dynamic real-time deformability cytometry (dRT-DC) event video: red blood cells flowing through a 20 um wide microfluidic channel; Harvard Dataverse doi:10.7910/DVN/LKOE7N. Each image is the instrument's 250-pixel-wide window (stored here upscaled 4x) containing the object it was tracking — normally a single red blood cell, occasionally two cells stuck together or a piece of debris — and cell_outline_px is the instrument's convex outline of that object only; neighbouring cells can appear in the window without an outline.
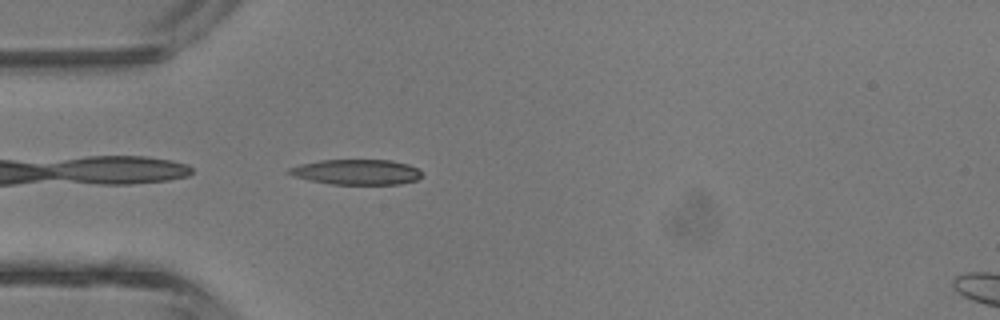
{"species": "common noctule bat (a hibernating species)", "species_latin": "Nyctalus noctula", "temperature_condition": "room temperature", "stored_images_in_passage": 30, "camera_frame_rate_fps": 3000, "um_per_image_px": 0.085, "animal": {"sex": "male", "body_mass_g": 13.3}, "frame": {"image": 1, "passage_image": 1, "time_ms": 0.0, "image_size_px": [1000, 320], "cell_outline_px": [[420, 176], [416, 180], [400, 184], [332, 184], [308, 180], [284, 172], [288, 168], [300, 164], [320, 160], [392, 160], [408, 164], [416, 168], [420, 172]], "centroid_in_image_um": [30.26, 14.62], "position_along_channel_um": 54.7, "area_um2": 19.48}}
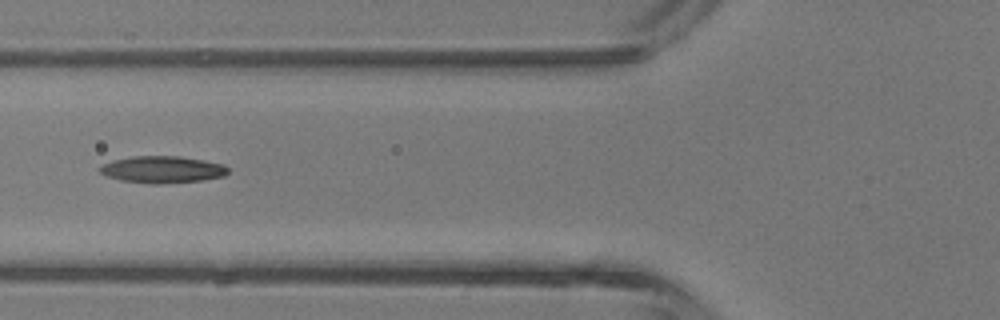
{"frame": {"image": 2, "passage_image": 5, "time_ms": 1.333, "image_size_px": [1000, 320], "cell_outline_px": [[228, 172], [224, 176], [200, 180], [156, 184], [152, 184], [120, 180], [108, 176], [100, 172], [100, 168], [104, 164], [112, 160], [132, 156], [180, 156], [204, 160], [224, 164], [228, 168]], "centroid_in_image_um": [13.82, 14.4], "position_along_channel_um": 112.0, "area_um2": 19.94}}
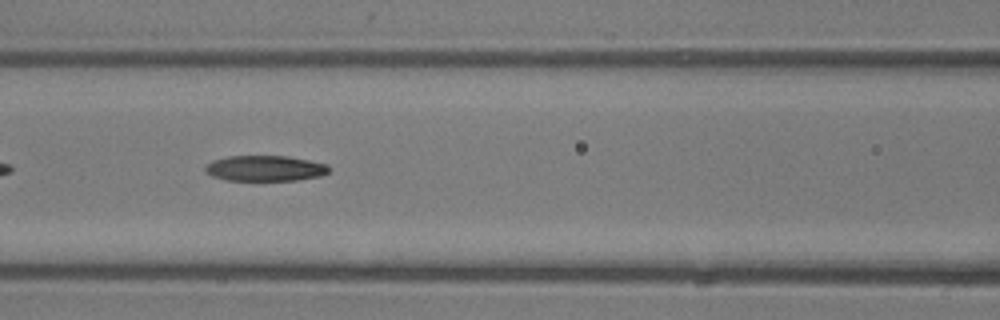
{"frame": {"image": 3, "passage_image": 7, "time_ms": 2.0, "image_size_px": [1000, 320], "cell_outline_px": [[328, 172], [320, 176], [296, 180], [228, 180], [212, 176], [204, 172], [204, 168], [212, 160], [228, 156], [288, 156], [328, 164]], "centroid_in_image_um": [22.51, 14.3], "position_along_channel_um": 144.1, "area_um2": 18.38}}